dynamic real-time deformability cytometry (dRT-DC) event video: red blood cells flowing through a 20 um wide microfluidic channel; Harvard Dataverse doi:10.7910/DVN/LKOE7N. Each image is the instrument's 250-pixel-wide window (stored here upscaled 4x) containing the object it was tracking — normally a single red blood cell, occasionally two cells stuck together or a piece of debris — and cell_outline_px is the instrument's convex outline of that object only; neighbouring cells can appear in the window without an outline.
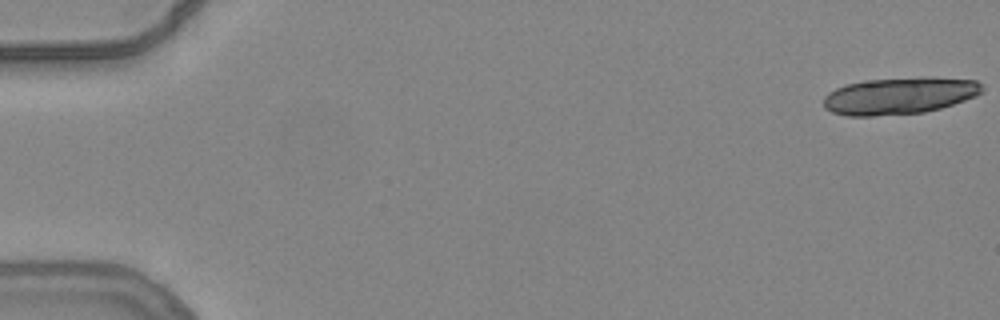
{"species": "common noctule bat (a hibernating species)", "species_latin": "Nyctalus noctula", "temperature_condition": "warm", "stored_images_in_passage": 21, "camera_frame_rate_fps": 3000, "um_per_image_px": 0.085, "animal": {"sex": "female", "body_mass_g": 24.6, "forearm_length_mm": 56.2}, "frame": {"image": 1, "passage_image": 1, "time_ms": 0.0, "image_size_px": [1000, 320], "cell_outline_px": [[984, 88], [976, 96], [940, 108], [924, 112], [872, 116], [848, 116], [832, 112], [824, 108], [824, 96], [828, 92], [836, 88], [848, 84], [864, 80], [976, 80]], "centroid_in_image_um": [76.34, 8.2], "position_along_channel_um": 8.7, "area_um2": 32.6}}